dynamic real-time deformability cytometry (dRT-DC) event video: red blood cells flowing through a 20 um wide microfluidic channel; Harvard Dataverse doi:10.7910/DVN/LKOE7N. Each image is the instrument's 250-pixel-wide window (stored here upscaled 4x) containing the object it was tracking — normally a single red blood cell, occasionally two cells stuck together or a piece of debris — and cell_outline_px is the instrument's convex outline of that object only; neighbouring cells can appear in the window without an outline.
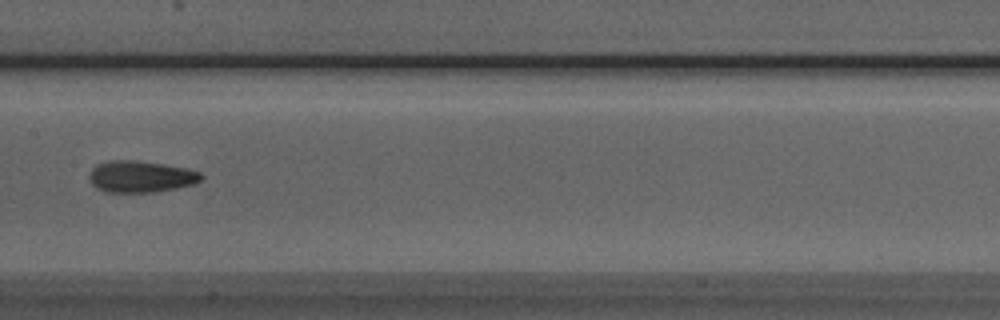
{"species": "Egyptian fruit bat (a non-hibernating species)", "species_latin": "Rousettus aegyptiacus", "temperature_condition": "room temperature", "stored_images_in_passage": 7, "camera_frame_rate_fps": 3000, "um_per_image_px": 0.085, "animal": {"sex": "male"}, "frame": {"image": 1, "passage_image": 7, "time_ms": 6.667, "image_size_px": [1000, 320], "cell_outline_px": [[204, 176], [200, 180], [192, 184], [176, 188], [156, 192], [104, 192], [96, 188], [88, 180], [88, 176], [92, 168], [96, 164], [112, 160], [132, 160], [188, 168], [200, 172]], "centroid_in_image_um": [11.92, 15.02], "position_along_channel_um": 195.5, "area_um2": 20.63}}